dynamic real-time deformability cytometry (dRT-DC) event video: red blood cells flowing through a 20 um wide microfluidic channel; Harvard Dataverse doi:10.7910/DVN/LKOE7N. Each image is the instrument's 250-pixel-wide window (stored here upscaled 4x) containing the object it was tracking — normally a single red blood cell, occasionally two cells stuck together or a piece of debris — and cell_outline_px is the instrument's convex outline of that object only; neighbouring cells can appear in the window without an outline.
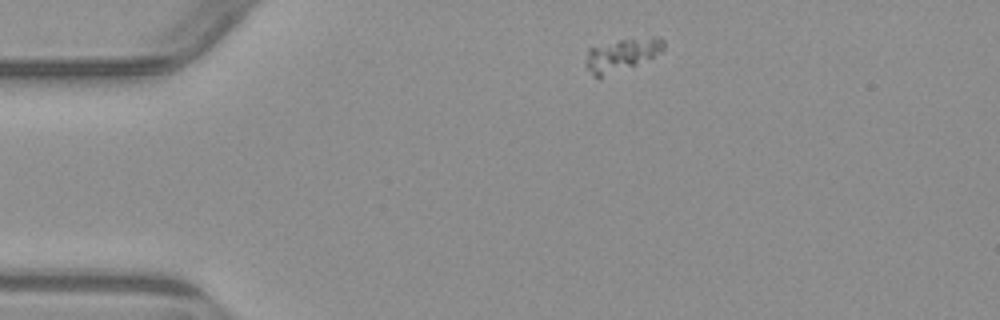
{"species": "common noctule bat (a hibernating species)", "species_latin": "Nyctalus noctula", "temperature_condition": "warm", "stored_images_in_passage": 5, "camera_frame_rate_fps": 3000, "um_per_image_px": 0.085, "animal": {"sex": "male", "body_mass_g": 23.1, "forearm_length_mm": 52.7}, "frame": {"image": 1, "passage_image": 1, "time_ms": 0.0, "image_size_px": [1000, 320], "cell_outline_px": [[664, 52], [636, 64], [600, 76], [592, 76], [584, 64], [584, 60], [588, 48], [620, 40], [652, 36], [660, 36], [664, 40]], "centroid_in_image_um": [52.86, 4.61], "position_along_channel_um": 32.1, "area_um2": 14.68}}
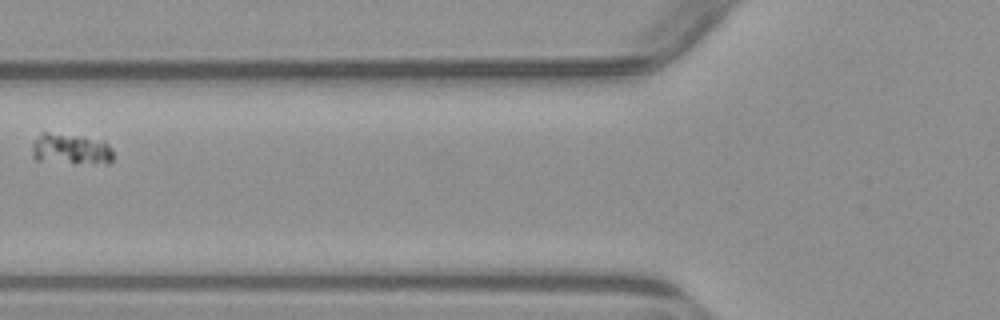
{"frame": {"image": 2, "passage_image": 4, "time_ms": 3.667, "image_size_px": [1000, 320], "cell_outline_px": [[112, 160], [108, 164], [36, 160], [32, 156], [32, 144], [40, 132], [48, 132], [84, 136], [104, 140], [112, 148]], "centroid_in_image_um": [6.03, 12.65], "position_along_channel_um": 119.8, "area_um2": 14.8}}
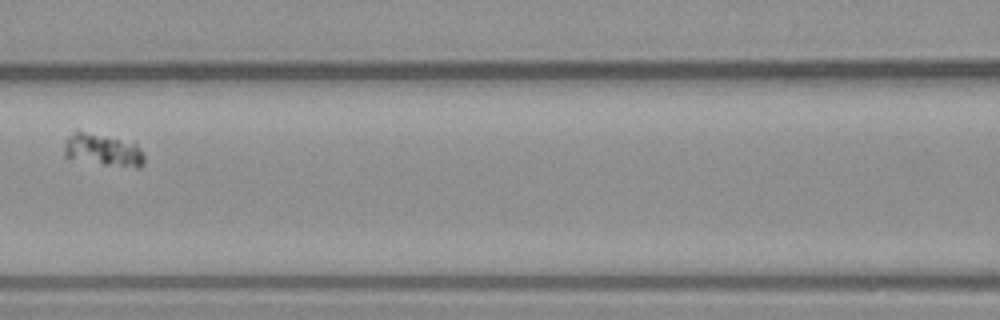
{"frame": {"image": 3, "passage_image": 5, "time_ms": 4.667, "image_size_px": [1000, 320], "cell_outline_px": [[144, 164], [140, 168], [136, 168], [104, 164], [64, 156], [64, 140], [68, 136], [76, 132], [80, 132], [136, 144], [140, 148], [144, 156]], "centroid_in_image_um": [8.77, 12.79], "position_along_channel_um": 157.8, "area_um2": 14.28}}